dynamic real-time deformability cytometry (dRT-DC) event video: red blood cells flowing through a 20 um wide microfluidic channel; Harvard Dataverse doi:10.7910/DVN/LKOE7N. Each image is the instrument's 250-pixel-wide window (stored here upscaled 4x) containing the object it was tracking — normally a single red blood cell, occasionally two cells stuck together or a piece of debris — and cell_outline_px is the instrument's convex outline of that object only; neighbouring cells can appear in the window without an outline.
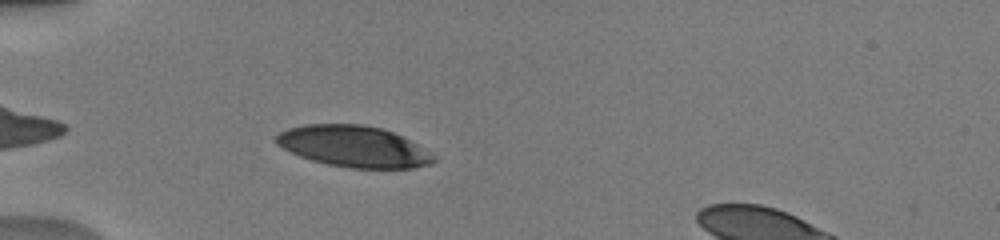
{"species": "human", "species_latin": "Homo sapiens", "temperature_condition": "warm", "stored_images_in_passage": 38, "camera_frame_rate_fps": 3000, "um_per_image_px": 0.085, "donor": {"sex": "male"}, "frame": {"image": 1, "passage_image": 3, "time_ms": 0.667, "image_size_px": [1000, 240], "cell_outline_px": [[436, 160], [432, 164], [412, 168], [352, 168], [328, 164], [312, 160], [300, 156], [276, 144], [276, 136], [280, 132], [288, 128], [304, 124], [364, 124], [384, 128], [416, 144], [436, 156]], "centroid_in_image_um": [30.07, 12.44], "position_along_channel_um": 54.9, "area_um2": 37.69}}
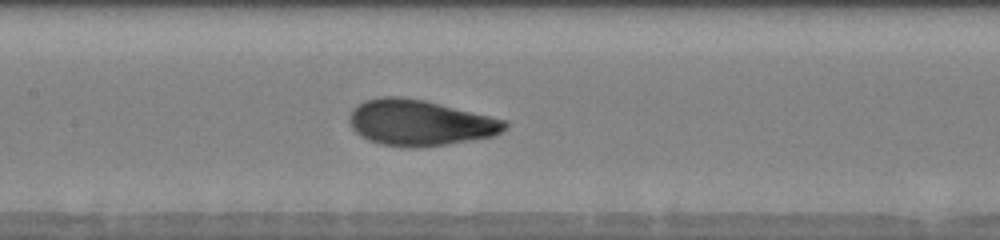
{"frame": {"image": 2, "passage_image": 13, "time_ms": 4.0, "image_size_px": [1000, 240], "cell_outline_px": [[508, 128], [492, 136], [472, 140], [416, 148], [408, 148], [380, 144], [368, 140], [360, 136], [352, 128], [348, 120], [352, 108], [364, 100], [380, 96], [400, 96], [424, 100], [508, 120]], "centroid_in_image_um": [35.66, 10.43], "position_along_channel_um": 171.7, "area_um2": 41.79}}
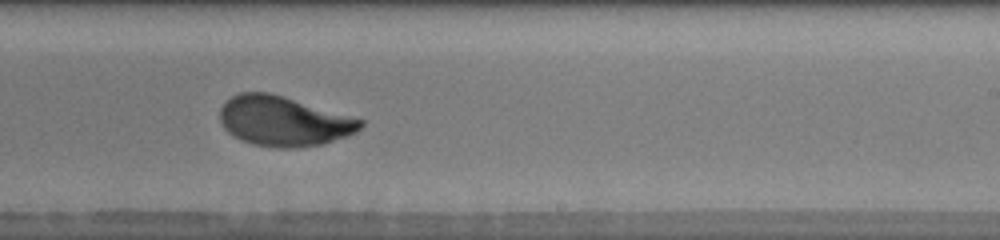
{"frame": {"image": 3, "passage_image": 20, "time_ms": 6.333, "image_size_px": [1000, 240], "cell_outline_px": [[364, 124], [356, 132], [348, 136], [324, 144], [292, 148], [280, 148], [256, 144], [244, 140], [228, 132], [224, 128], [220, 120], [220, 108], [232, 96], [240, 92], [268, 92], [364, 120]], "centroid_in_image_um": [24.12, 10.3], "position_along_channel_um": 264.9, "area_um2": 40.29}}